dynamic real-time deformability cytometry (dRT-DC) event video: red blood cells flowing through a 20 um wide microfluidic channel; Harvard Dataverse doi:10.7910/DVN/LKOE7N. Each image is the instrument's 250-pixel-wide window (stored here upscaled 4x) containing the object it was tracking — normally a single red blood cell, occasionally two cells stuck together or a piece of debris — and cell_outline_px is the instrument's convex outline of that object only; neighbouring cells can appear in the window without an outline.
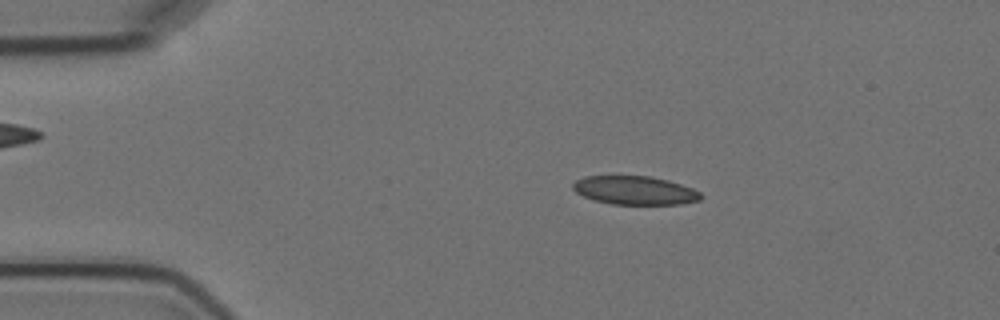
{"species": "Egyptian fruit bat (a non-hibernating species)", "species_latin": "Rousettus aegyptiacus", "temperature_condition": "cold", "stored_images_in_passage": 4, "camera_frame_rate_fps": 3000, "um_per_image_px": 0.085, "animal": {"sex": "female"}, "frame": {"image": 1, "passage_image": 1, "time_ms": 0.0, "image_size_px": [1000, 320], "cell_outline_px": [[704, 196], [700, 200], [680, 204], [612, 204], [596, 200], [584, 196], [576, 192], [572, 188], [572, 184], [576, 180], [584, 176], [648, 176], [668, 180], [692, 188], [700, 192]], "centroid_in_image_um": [53.97, 16.18], "position_along_channel_um": 31.0, "area_um2": 21.21}}
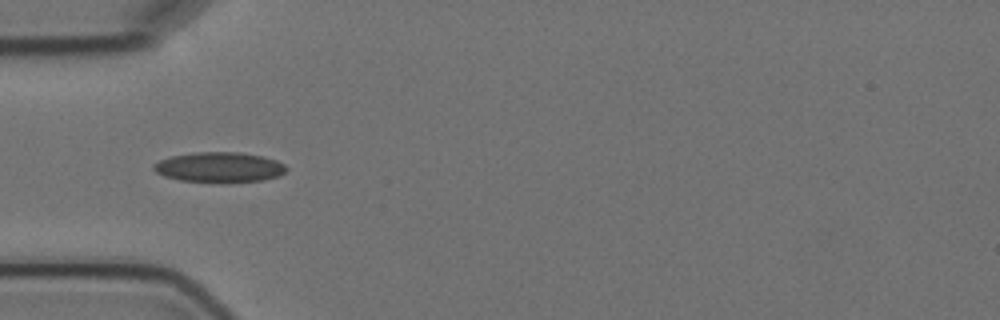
{"frame": {"image": 2, "passage_image": 3, "time_ms": 2.333, "image_size_px": [1000, 320], "cell_outline_px": [[288, 168], [280, 176], [260, 180], [220, 184], [180, 180], [164, 176], [156, 172], [152, 168], [152, 164], [160, 160], [172, 156], [192, 152], [240, 152], [260, 156], [276, 160], [284, 164]], "centroid_in_image_um": [18.62, 14.23], "position_along_channel_um": 66.4, "area_um2": 23.7}}
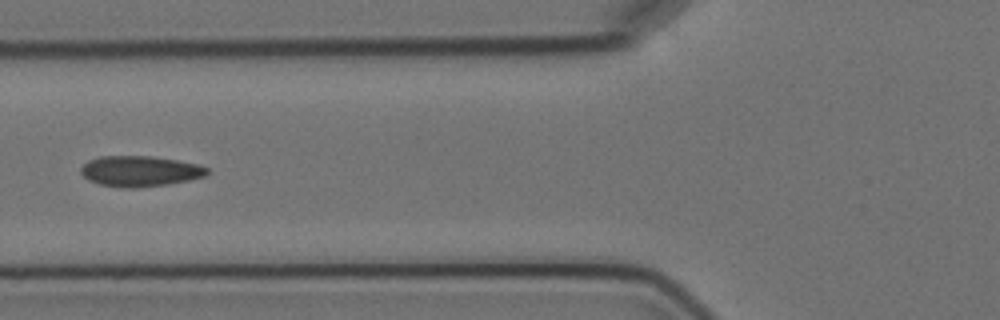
{"frame": {"image": 3, "passage_image": 4, "time_ms": 3.667, "image_size_px": [1000, 320], "cell_outline_px": [[208, 172], [204, 176], [188, 180], [168, 184], [136, 188], [124, 188], [100, 184], [88, 180], [80, 172], [80, 168], [88, 160], [100, 156], [152, 156], [200, 164], [208, 168]], "centroid_in_image_um": [11.88, 14.54], "position_along_channel_um": 113.9, "area_um2": 22.54}}